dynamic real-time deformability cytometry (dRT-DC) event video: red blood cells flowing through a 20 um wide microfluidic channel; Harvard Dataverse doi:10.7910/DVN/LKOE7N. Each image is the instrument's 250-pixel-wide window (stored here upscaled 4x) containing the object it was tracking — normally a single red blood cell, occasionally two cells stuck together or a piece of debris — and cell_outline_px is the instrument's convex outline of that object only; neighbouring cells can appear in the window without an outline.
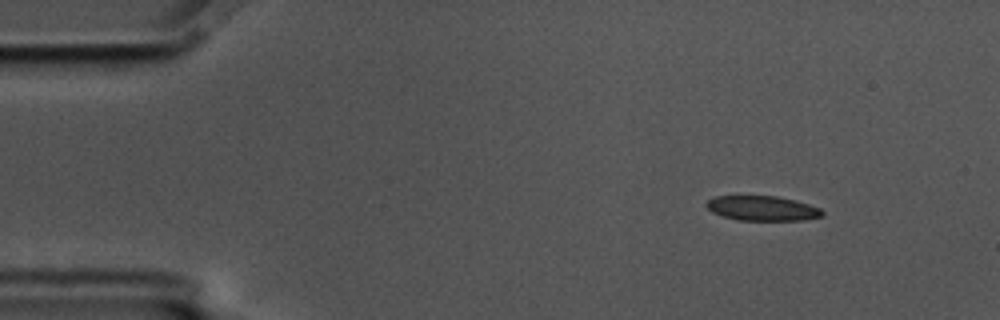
{"species": "common noctule bat (a hibernating species)", "species_latin": "Nyctalus noctula", "temperature_condition": "cold", "stored_images_in_passage": 12, "camera_frame_rate_fps": 3000, "um_per_image_px": 0.085, "animal": {"sex": "male", "body_mass_g": 17.5, "forearm_length_mm": 52.3}, "frame": {"image": 1, "passage_image": 1, "time_ms": 0.0, "image_size_px": [1000, 320], "cell_outline_px": [[824, 216], [804, 220], [740, 220], [724, 216], [712, 212], [704, 204], [708, 200], [716, 196], [776, 196], [796, 200], [820, 208], [824, 212]], "centroid_in_image_um": [64.83, 17.7], "position_along_channel_um": 20.2, "area_um2": 16.7}}
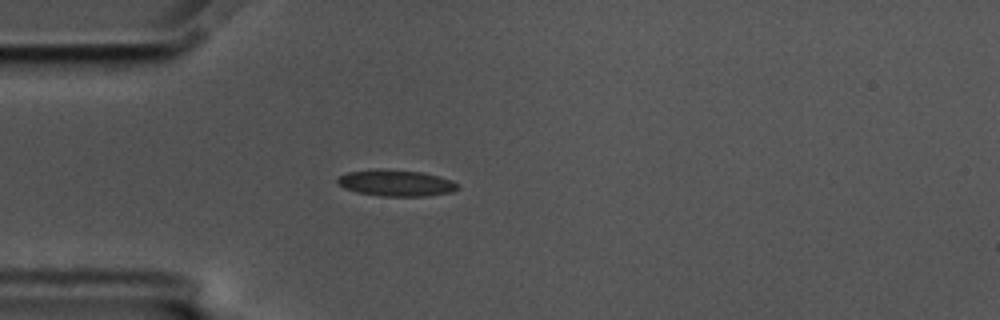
{"frame": {"image": 2, "passage_image": 10, "time_ms": 3.0, "image_size_px": [1000, 320], "cell_outline_px": [[460, 188], [452, 192], [428, 196], [380, 196], [356, 192], [344, 188], [336, 180], [340, 176], [348, 172], [420, 172], [452, 180], [460, 184]], "centroid_in_image_um": [33.75, 15.62], "position_along_channel_um": 51.2, "area_um2": 17.46}}